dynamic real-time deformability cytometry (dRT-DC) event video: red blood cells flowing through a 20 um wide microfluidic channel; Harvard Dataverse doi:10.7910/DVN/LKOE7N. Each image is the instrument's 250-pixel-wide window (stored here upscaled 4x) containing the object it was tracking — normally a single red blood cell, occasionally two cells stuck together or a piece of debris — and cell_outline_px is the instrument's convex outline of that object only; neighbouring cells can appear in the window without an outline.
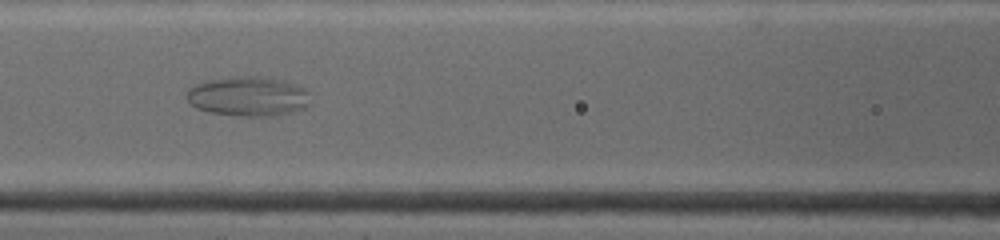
{"species": "common noctule bat (a hibernating species)", "species_latin": "Nyctalus noctula", "temperature_condition": "warm", "stored_images_in_passage": 25, "camera_frame_rate_fps": 4500, "um_per_image_px": 0.085, "animal": {"sex": "female", "body_mass_g": 19.0, "forearm_length_mm": 53.3}, "frame": {"image": 1, "passage_image": 19, "time_ms": 2.889, "image_size_px": [1000, 240], "cell_outline_px": [[308, 104], [304, 108], [276, 116], [240, 116], [212, 112], [196, 108], [188, 100], [188, 88], [204, 80], [240, 76], [260, 76], [280, 80], [304, 88], [308, 92]], "centroid_in_image_um": [21.07, 8.19], "position_along_channel_um": 145.5, "area_um2": 28.26}}
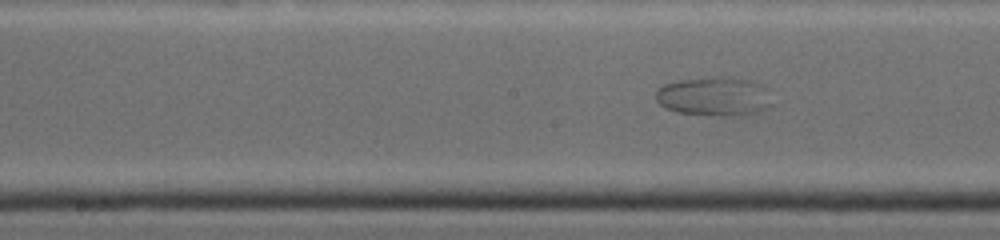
{"frame": {"image": 2, "passage_image": 25, "time_ms": 4.0, "image_size_px": [1000, 240], "cell_outline_px": [[772, 108], [760, 112], [744, 116], [716, 116], [676, 112], [664, 108], [656, 100], [656, 88], [664, 84], [680, 80], [748, 80], [760, 84], [768, 88], [772, 104]], "centroid_in_image_um": [60.74, 8.28], "position_along_channel_um": 187.5, "area_um2": 26.07}}